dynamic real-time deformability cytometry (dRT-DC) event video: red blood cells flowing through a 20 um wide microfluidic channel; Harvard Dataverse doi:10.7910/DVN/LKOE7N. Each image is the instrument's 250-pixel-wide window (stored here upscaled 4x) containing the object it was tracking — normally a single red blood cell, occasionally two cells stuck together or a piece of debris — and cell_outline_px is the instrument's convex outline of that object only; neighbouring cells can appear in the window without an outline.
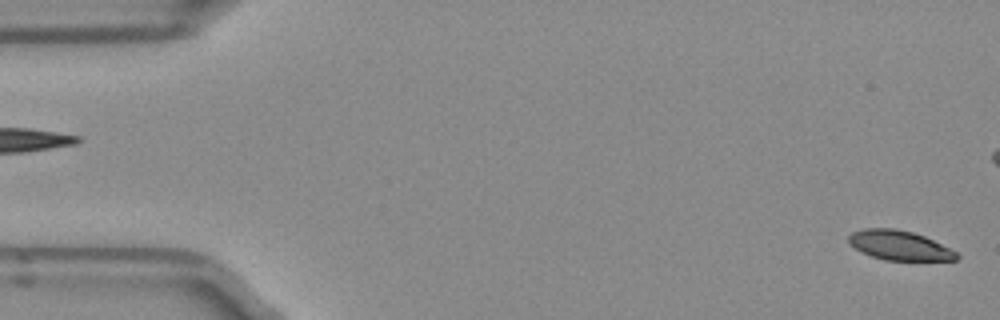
{"species": "Egyptian fruit bat (a non-hibernating species)", "species_latin": "Rousettus aegyptiacus", "temperature_condition": "room temperature", "stored_images_in_passage": 52, "camera_frame_rate_fps": 3000, "um_per_image_px": 0.085, "frame": {"image": 1, "passage_image": 1, "time_ms": 0.0, "image_size_px": [1000, 320], "cell_outline_px": [[960, 256], [956, 260], [884, 260], [872, 256], [848, 244], [848, 236], [852, 232], [864, 228], [896, 228], [912, 232], [924, 236], [960, 252]], "centroid_in_image_um": [76.48, 20.85], "position_along_channel_um": 8.5, "area_um2": 18.67}}
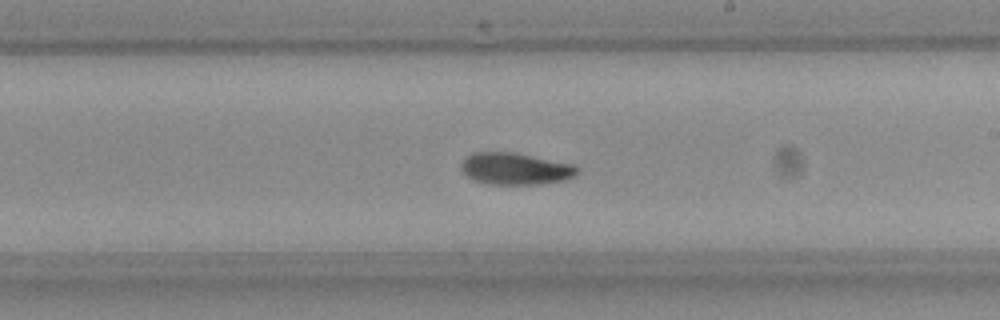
{"frame": {"image": 2, "passage_image": 29, "time_ms": 9.333, "image_size_px": [1000, 320], "cell_outline_px": [[576, 172], [572, 176], [564, 180], [540, 184], [492, 184], [476, 180], [468, 176], [460, 168], [460, 164], [472, 152], [516, 152], [572, 164], [576, 168]], "centroid_in_image_um": [43.77, 14.33], "position_along_channel_um": 245.2, "area_um2": 21.21}}
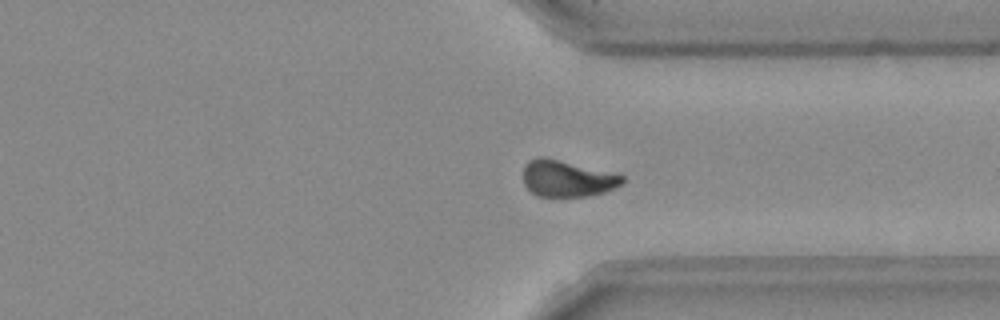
{"frame": {"image": 3, "passage_image": 38, "time_ms": 12.333, "image_size_px": [1000, 320], "cell_outline_px": [[624, 184], [604, 192], [584, 196], [536, 196], [524, 184], [524, 168], [528, 160], [540, 156], [620, 172], [624, 176]], "centroid_in_image_um": [48.29, 15.15], "position_along_channel_um": 363.1, "area_um2": 21.39}, "authors_computed_cell_mechanics": {"area_um2": 21.1259, "velocity_mm_per_s": 3.9336, "shape_relaxation_time_tau1_ms": 6.3096, "shape_relaxation_time_tau2_ms": 6.1273, "deformation_change_tau1": 0.1519, "deformation_change_tau2": 0.1172}}